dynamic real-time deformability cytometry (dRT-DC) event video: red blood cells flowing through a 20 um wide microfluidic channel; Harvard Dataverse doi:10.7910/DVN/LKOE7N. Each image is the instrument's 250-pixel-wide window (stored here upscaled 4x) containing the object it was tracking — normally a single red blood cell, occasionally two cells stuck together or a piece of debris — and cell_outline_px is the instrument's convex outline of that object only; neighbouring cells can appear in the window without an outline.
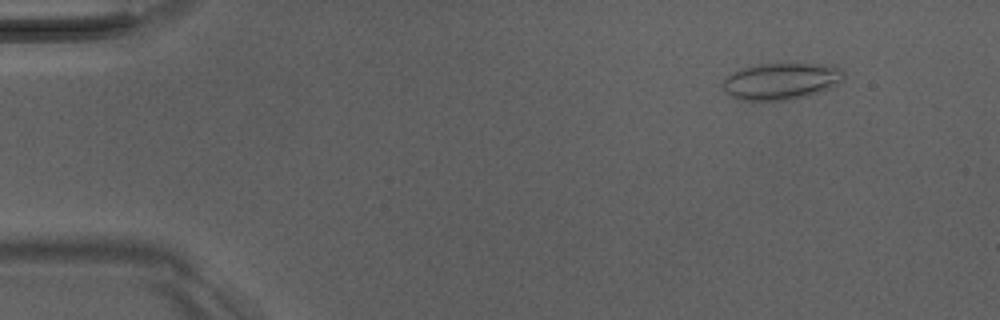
{"species": "Egyptian fruit bat (a non-hibernating species)", "species_latin": "Rousettus aegyptiacus", "temperature_condition": "room temperature", "stored_images_in_passage": 50, "camera_frame_rate_fps": 3000, "um_per_image_px": 0.085, "animal": {"sex": "male"}, "frame": {"image": 1, "passage_image": 5, "time_ms": 1.333, "image_size_px": [1000, 320], "cell_outline_px": [[844, 80], [828, 88], [808, 96], [788, 100], [736, 100], [724, 92], [724, 80], [728, 76], [744, 68], [776, 60], [832, 64], [844, 68]], "centroid_in_image_um": [66.48, 6.84], "position_along_channel_um": 18.5, "area_um2": 26.88}}
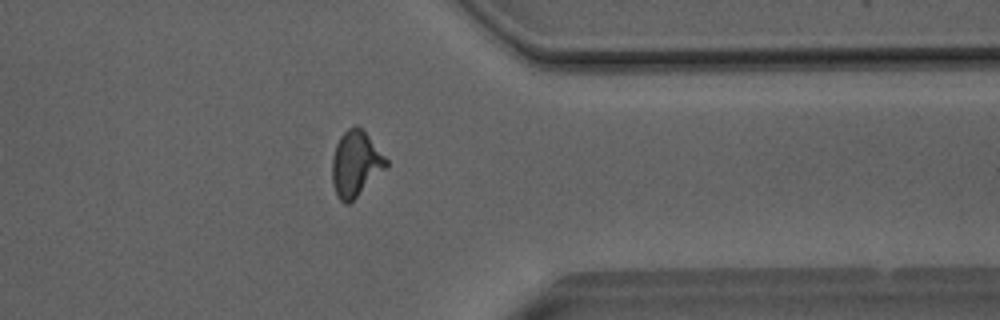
{"frame": {"image": 2, "passage_image": 40, "time_ms": 13.0, "image_size_px": [1000, 320], "cell_outline_px": [[388, 164], [348, 204], [344, 204], [340, 200], [332, 184], [332, 156], [336, 144], [340, 136], [348, 128], [356, 124], [364, 128], [388, 160]], "centroid_in_image_um": [30.21, 13.85], "position_along_channel_um": 381.2, "area_um2": 20.46}}
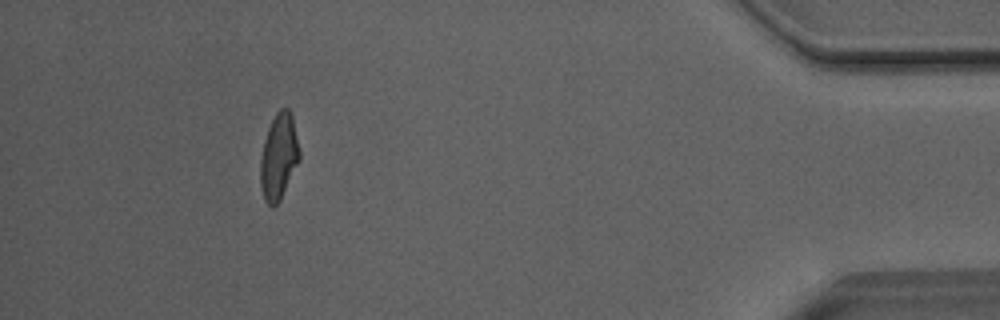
{"frame": {"image": 3, "passage_image": 46, "time_ms": 15.0, "image_size_px": [1000, 320], "cell_outline_px": [[300, 160], [280, 200], [272, 208], [264, 200], [260, 184], [260, 160], [264, 140], [268, 128], [276, 112], [280, 108], [288, 108], [292, 116], [300, 148]], "centroid_in_image_um": [23.7, 13.32], "position_along_channel_um": 411.5, "area_um2": 19.71}, "authors_computed_cell_mechanics": {"area_um2": 20.2011, "velocity_mm_per_s": 4.0579, "shape_relaxation_time_tau1_ms": null, "shape_relaxation_time_tau2_ms": 1.4469, "deformation_change_tau1": null, "deformation_change_tau2": 0.1012}}